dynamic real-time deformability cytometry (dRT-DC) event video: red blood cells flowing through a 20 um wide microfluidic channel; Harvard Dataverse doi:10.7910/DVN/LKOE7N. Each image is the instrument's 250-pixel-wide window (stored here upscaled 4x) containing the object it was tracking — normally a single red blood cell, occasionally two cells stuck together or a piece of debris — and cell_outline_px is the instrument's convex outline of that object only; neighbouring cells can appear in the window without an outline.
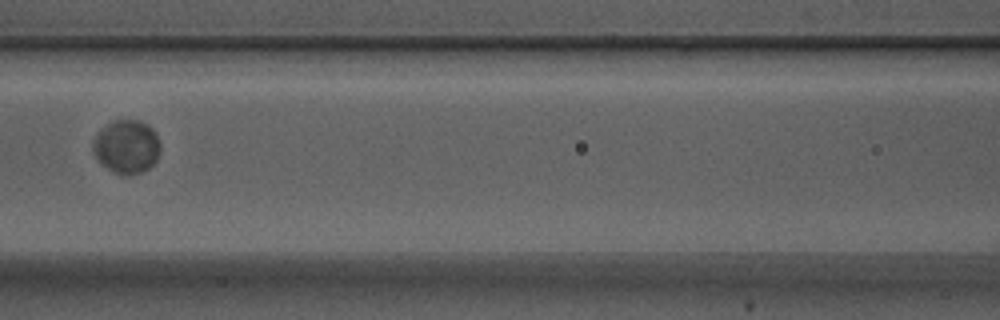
{"species": "Egyptian fruit bat (a non-hibernating species)", "species_latin": "Rousettus aegyptiacus", "temperature_condition": "warm", "stored_images_in_passage": 3, "camera_frame_rate_fps": 3000, "um_per_image_px": 0.085, "animal": {"sex": "male"}, "frame": {"image": 1, "passage_image": 3, "time_ms": 0.667, "image_size_px": [1000, 320], "cell_outline_px": [[160, 148], [156, 160], [148, 168], [140, 172], [116, 172], [108, 168], [96, 156], [92, 148], [92, 140], [112, 120], [140, 120], [148, 124], [156, 132], [160, 144]], "centroid_in_image_um": [10.79, 12.4], "position_along_channel_um": 155.8, "area_um2": 20.35}}